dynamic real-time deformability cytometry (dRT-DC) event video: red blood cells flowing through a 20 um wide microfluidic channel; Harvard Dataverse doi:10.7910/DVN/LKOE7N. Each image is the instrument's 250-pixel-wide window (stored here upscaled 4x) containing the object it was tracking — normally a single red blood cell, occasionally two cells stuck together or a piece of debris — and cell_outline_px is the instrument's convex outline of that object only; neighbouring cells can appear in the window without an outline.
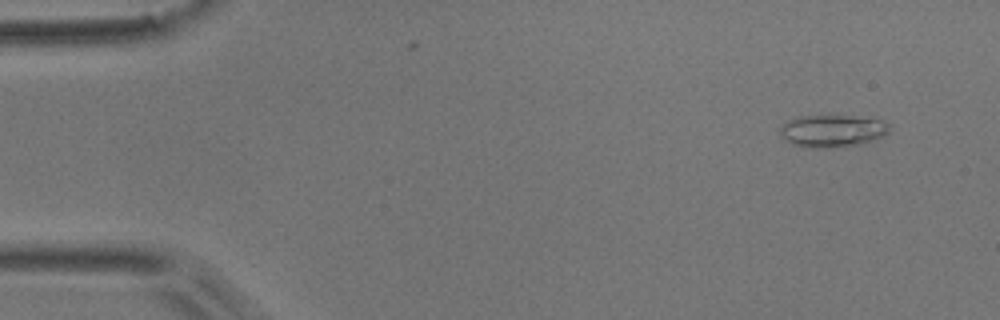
{"species": "common noctule bat (a hibernating species)", "species_latin": "Nyctalus noctula", "temperature_condition": "room temperature", "stored_images_in_passage": 4, "camera_frame_rate_fps": 3000, "um_per_image_px": 0.085, "animal": {"sex": "male", "body_mass_g": 17.9}, "frame": {"image": 1, "passage_image": 1, "time_ms": 0.0, "image_size_px": [1000, 320], "cell_outline_px": [[888, 132], [884, 136], [872, 140], [856, 144], [832, 148], [808, 148], [792, 144], [784, 140], [780, 136], [780, 128], [788, 120], [796, 116], [828, 112], [884, 120], [888, 124]], "centroid_in_image_um": [70.69, 11.07], "position_along_channel_um": 14.3, "area_um2": 21.5}}